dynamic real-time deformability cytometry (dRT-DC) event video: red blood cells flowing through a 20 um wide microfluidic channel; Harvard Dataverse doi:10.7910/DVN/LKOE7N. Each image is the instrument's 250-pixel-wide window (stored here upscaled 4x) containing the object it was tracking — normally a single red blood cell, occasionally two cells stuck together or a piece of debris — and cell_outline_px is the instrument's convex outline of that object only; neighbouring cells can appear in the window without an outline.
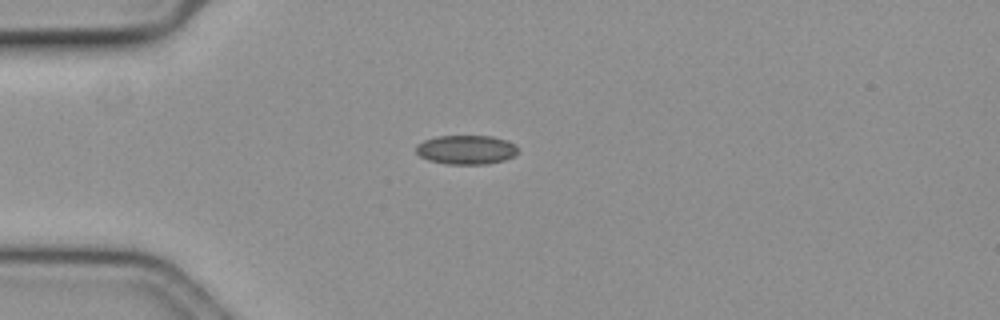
{"species": "common noctule bat (a hibernating species)", "species_latin": "Nyctalus noctula", "temperature_condition": "cold", "stored_images_in_passage": 43, "camera_frame_rate_fps": 3000, "um_per_image_px": 0.085, "animal": {"sex": "female", "body_mass_g": 19.3, "forearm_length_mm": 54.1}, "frame": {"image": 1, "passage_image": 1, "time_ms": 0.0, "image_size_px": [1000, 320], "cell_outline_px": [[516, 152], [512, 156], [504, 160], [484, 164], [448, 164], [428, 160], [420, 156], [416, 152], [416, 144], [424, 140], [436, 136], [492, 136], [508, 140], [516, 148]], "centroid_in_image_um": [39.57, 12.72], "position_along_channel_um": 45.4, "area_um2": 17.17}}
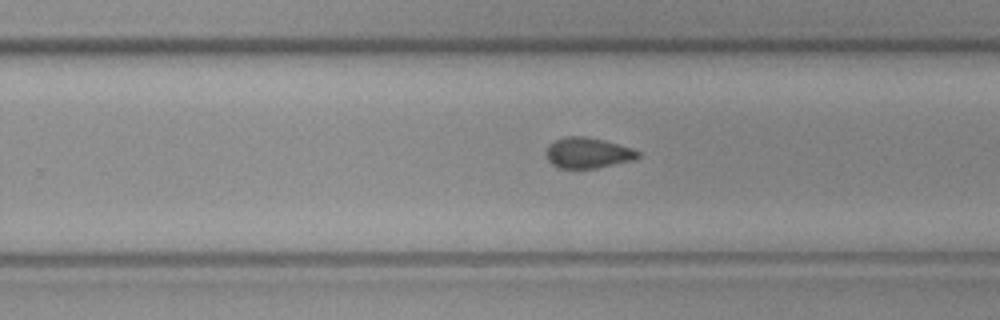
{"frame": {"image": 2, "passage_image": 22, "time_ms": 7.0, "image_size_px": [1000, 320], "cell_outline_px": [[640, 156], [636, 160], [596, 168], [556, 168], [548, 160], [544, 152], [548, 144], [564, 136], [584, 136], [604, 140], [632, 148], [640, 152]], "centroid_in_image_um": [49.95, 13.0], "position_along_channel_um": 279.8, "area_um2": 16.65}}
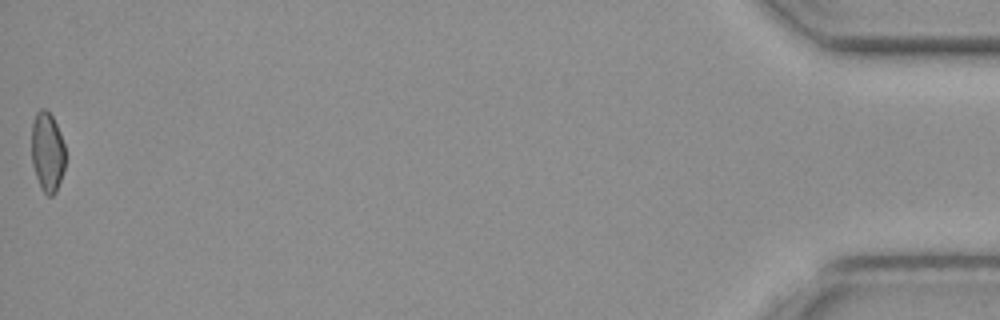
{"frame": {"image": 3, "passage_image": 43, "time_ms": 14.0, "image_size_px": [1000, 320], "cell_outline_px": [[64, 168], [56, 192], [52, 196], [48, 196], [44, 192], [36, 176], [32, 164], [32, 124], [36, 112], [40, 108], [44, 108], [52, 116], [60, 132], [64, 144]], "centroid_in_image_um": [4.02, 12.89], "position_along_channel_um": 431.2, "area_um2": 15.49}, "authors_computed_cell_mechanics": {"area_um2": 16.5886, "velocity_mm_per_s": 3.6365, "shape_relaxation_time_tau1_ms": null, "shape_relaxation_time_tau2_ms": 1.9978, "deformation_change_tau1": null, "deformation_change_tau2": 0.0791}}